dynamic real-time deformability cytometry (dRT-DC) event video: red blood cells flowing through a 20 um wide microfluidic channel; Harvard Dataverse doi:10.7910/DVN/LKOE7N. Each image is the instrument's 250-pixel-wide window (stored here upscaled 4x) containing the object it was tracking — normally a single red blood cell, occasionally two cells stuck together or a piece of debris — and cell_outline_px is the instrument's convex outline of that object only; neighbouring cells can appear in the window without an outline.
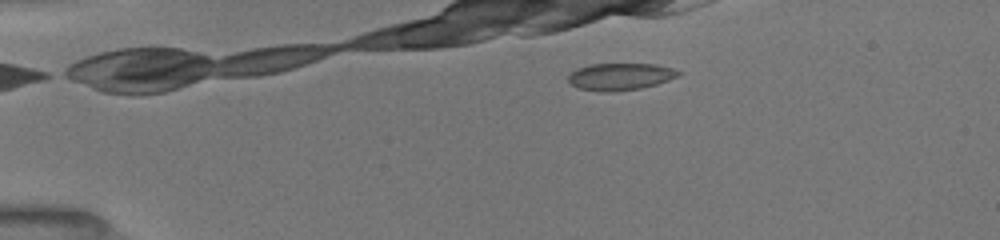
{"species": "common noctule bat (a hibernating species)", "species_latin": "Nyctalus noctula", "temperature_condition": "room temperature", "stored_images_in_passage": 8, "camera_frame_rate_fps": 3000, "um_per_image_px": 0.085, "animal": {"sex": "female", "body_mass_g": 19.5, "forearm_length_mm": 54.1}, "frame": {"image": 1, "passage_image": 1, "time_ms": 0.0, "image_size_px": [1000, 240], "cell_outline_px": [[680, 76], [656, 84], [640, 88], [612, 92], [600, 92], [580, 88], [572, 84], [568, 80], [568, 76], [576, 68], [592, 64], [656, 64], [672, 68], [680, 72]], "centroid_in_image_um": [52.72, 6.51], "position_along_channel_um": 32.3, "area_um2": 17.28}}